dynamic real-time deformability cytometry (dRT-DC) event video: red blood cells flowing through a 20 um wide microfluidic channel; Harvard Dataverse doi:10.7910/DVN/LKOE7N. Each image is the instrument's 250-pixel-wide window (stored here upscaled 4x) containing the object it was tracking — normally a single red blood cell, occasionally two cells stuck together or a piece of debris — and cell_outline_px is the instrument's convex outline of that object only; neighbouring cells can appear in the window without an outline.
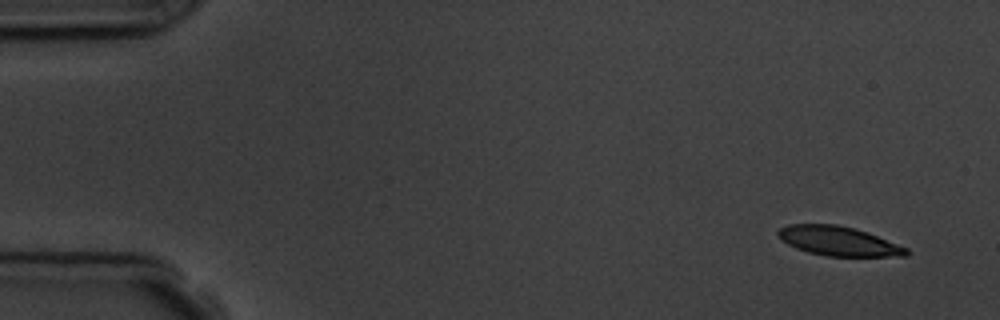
{"species": "common noctule bat (a hibernating species)", "species_latin": "Nyctalus noctula", "temperature_condition": "room temperature", "stored_images_in_passage": 7, "camera_frame_rate_fps": 3000, "um_per_image_px": 0.085, "animal": {"sex": "male", "body_mass_g": 19.5, "forearm_length_mm": 54.6}, "frame": {"image": 1, "passage_image": 1, "time_ms": 0.0, "image_size_px": [1000, 320], "cell_outline_px": [[908, 256], [824, 256], [808, 252], [796, 248], [788, 244], [776, 236], [776, 232], [780, 228], [788, 224], [836, 224], [852, 228], [876, 236], [908, 248]], "centroid_in_image_um": [71.21, 20.49], "position_along_channel_um": 13.8, "area_um2": 21.73}}
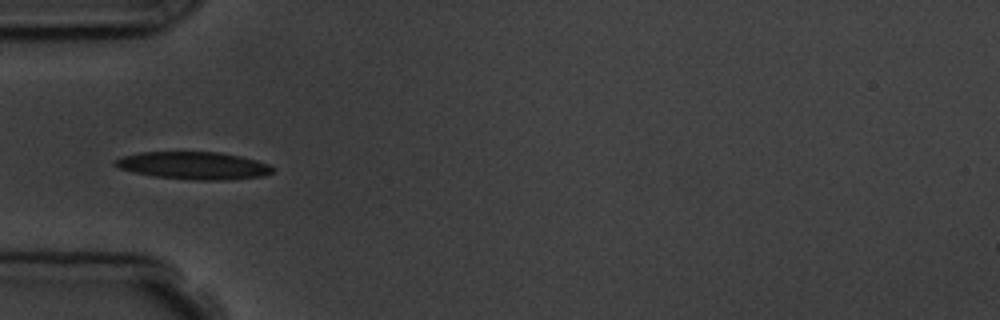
{"frame": {"image": 2, "passage_image": 5, "time_ms": 4.667, "image_size_px": [1000, 320], "cell_outline_px": [[276, 168], [272, 172], [264, 176], [232, 180], [192, 180], [152, 176], [120, 168], [112, 164], [112, 160], [124, 156], [140, 152], [220, 152], [240, 156], [256, 160], [268, 164]], "centroid_in_image_um": [16.48, 14.08], "position_along_channel_um": 68.5, "area_um2": 25.43}}